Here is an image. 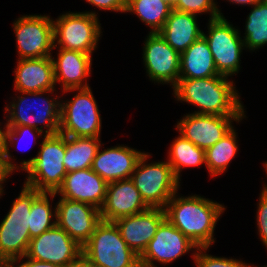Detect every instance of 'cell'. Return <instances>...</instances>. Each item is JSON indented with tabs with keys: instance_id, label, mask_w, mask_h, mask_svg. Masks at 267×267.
<instances>
[{
	"instance_id": "1",
	"label": "cell",
	"mask_w": 267,
	"mask_h": 267,
	"mask_svg": "<svg viewBox=\"0 0 267 267\" xmlns=\"http://www.w3.org/2000/svg\"><path fill=\"white\" fill-rule=\"evenodd\" d=\"M176 101L198 107L192 113L217 116H246L240 94L229 77L179 78L172 88Z\"/></svg>"
},
{
	"instance_id": "2",
	"label": "cell",
	"mask_w": 267,
	"mask_h": 267,
	"mask_svg": "<svg viewBox=\"0 0 267 267\" xmlns=\"http://www.w3.org/2000/svg\"><path fill=\"white\" fill-rule=\"evenodd\" d=\"M177 191L164 208L165 218L197 248L215 243L214 230L226 207L197 194L181 196ZM181 196V197H180Z\"/></svg>"
},
{
	"instance_id": "3",
	"label": "cell",
	"mask_w": 267,
	"mask_h": 267,
	"mask_svg": "<svg viewBox=\"0 0 267 267\" xmlns=\"http://www.w3.org/2000/svg\"><path fill=\"white\" fill-rule=\"evenodd\" d=\"M55 91L57 90L18 91L20 95L16 94L10 104L5 106L7 115L4 116V120L6 117L7 126H29L40 130L45 135L58 134L60 127V98L62 97L56 96L54 94ZM47 94L48 96H46ZM50 94L52 96L54 94L55 98ZM41 124L42 126H40Z\"/></svg>"
},
{
	"instance_id": "4",
	"label": "cell",
	"mask_w": 267,
	"mask_h": 267,
	"mask_svg": "<svg viewBox=\"0 0 267 267\" xmlns=\"http://www.w3.org/2000/svg\"><path fill=\"white\" fill-rule=\"evenodd\" d=\"M39 149L36 156L19 163V170L27 173L24 184L41 192L56 193L67 174L63 163L66 136L46 135Z\"/></svg>"
},
{
	"instance_id": "5",
	"label": "cell",
	"mask_w": 267,
	"mask_h": 267,
	"mask_svg": "<svg viewBox=\"0 0 267 267\" xmlns=\"http://www.w3.org/2000/svg\"><path fill=\"white\" fill-rule=\"evenodd\" d=\"M41 193L23 184L19 196L13 201L10 210L0 223V259L7 266L26 255L31 241L30 209Z\"/></svg>"
},
{
	"instance_id": "6",
	"label": "cell",
	"mask_w": 267,
	"mask_h": 267,
	"mask_svg": "<svg viewBox=\"0 0 267 267\" xmlns=\"http://www.w3.org/2000/svg\"><path fill=\"white\" fill-rule=\"evenodd\" d=\"M144 152L131 175L135 188L149 208L164 209L180 188V181L167 161L148 163L151 154Z\"/></svg>"
},
{
	"instance_id": "7",
	"label": "cell",
	"mask_w": 267,
	"mask_h": 267,
	"mask_svg": "<svg viewBox=\"0 0 267 267\" xmlns=\"http://www.w3.org/2000/svg\"><path fill=\"white\" fill-rule=\"evenodd\" d=\"M98 15L95 11H69L53 19L54 48L93 55L103 33Z\"/></svg>"
},
{
	"instance_id": "8",
	"label": "cell",
	"mask_w": 267,
	"mask_h": 267,
	"mask_svg": "<svg viewBox=\"0 0 267 267\" xmlns=\"http://www.w3.org/2000/svg\"><path fill=\"white\" fill-rule=\"evenodd\" d=\"M82 255L102 267H140L139 256L121 237L114 222L102 220L82 246Z\"/></svg>"
},
{
	"instance_id": "9",
	"label": "cell",
	"mask_w": 267,
	"mask_h": 267,
	"mask_svg": "<svg viewBox=\"0 0 267 267\" xmlns=\"http://www.w3.org/2000/svg\"><path fill=\"white\" fill-rule=\"evenodd\" d=\"M65 92L76 94L70 100L61 99L59 133L68 137L100 138L102 120L91 87L69 89L62 93Z\"/></svg>"
},
{
	"instance_id": "10",
	"label": "cell",
	"mask_w": 267,
	"mask_h": 267,
	"mask_svg": "<svg viewBox=\"0 0 267 267\" xmlns=\"http://www.w3.org/2000/svg\"><path fill=\"white\" fill-rule=\"evenodd\" d=\"M225 17L208 20L207 41L216 69L220 75L232 77L239 73L242 51L246 50L241 32Z\"/></svg>"
},
{
	"instance_id": "11",
	"label": "cell",
	"mask_w": 267,
	"mask_h": 267,
	"mask_svg": "<svg viewBox=\"0 0 267 267\" xmlns=\"http://www.w3.org/2000/svg\"><path fill=\"white\" fill-rule=\"evenodd\" d=\"M18 59L52 56L53 19L49 15H22L13 22Z\"/></svg>"
},
{
	"instance_id": "12",
	"label": "cell",
	"mask_w": 267,
	"mask_h": 267,
	"mask_svg": "<svg viewBox=\"0 0 267 267\" xmlns=\"http://www.w3.org/2000/svg\"><path fill=\"white\" fill-rule=\"evenodd\" d=\"M143 64L149 80L169 84L173 88L180 77V53L175 51L158 32L146 36L143 45Z\"/></svg>"
},
{
	"instance_id": "13",
	"label": "cell",
	"mask_w": 267,
	"mask_h": 267,
	"mask_svg": "<svg viewBox=\"0 0 267 267\" xmlns=\"http://www.w3.org/2000/svg\"><path fill=\"white\" fill-rule=\"evenodd\" d=\"M196 250V245L165 218L158 226L146 250L139 257L140 267H157L155 264L157 262L169 265L189 251L196 252Z\"/></svg>"
},
{
	"instance_id": "14",
	"label": "cell",
	"mask_w": 267,
	"mask_h": 267,
	"mask_svg": "<svg viewBox=\"0 0 267 267\" xmlns=\"http://www.w3.org/2000/svg\"><path fill=\"white\" fill-rule=\"evenodd\" d=\"M244 118L246 116L188 113L177 122L175 128L184 138L206 151L234 127V121L240 123Z\"/></svg>"
},
{
	"instance_id": "15",
	"label": "cell",
	"mask_w": 267,
	"mask_h": 267,
	"mask_svg": "<svg viewBox=\"0 0 267 267\" xmlns=\"http://www.w3.org/2000/svg\"><path fill=\"white\" fill-rule=\"evenodd\" d=\"M25 256L64 267L81 258L82 247L56 224L31 239Z\"/></svg>"
},
{
	"instance_id": "16",
	"label": "cell",
	"mask_w": 267,
	"mask_h": 267,
	"mask_svg": "<svg viewBox=\"0 0 267 267\" xmlns=\"http://www.w3.org/2000/svg\"><path fill=\"white\" fill-rule=\"evenodd\" d=\"M57 225L81 247L102 221L100 210L88 203L59 197L56 203Z\"/></svg>"
},
{
	"instance_id": "17",
	"label": "cell",
	"mask_w": 267,
	"mask_h": 267,
	"mask_svg": "<svg viewBox=\"0 0 267 267\" xmlns=\"http://www.w3.org/2000/svg\"><path fill=\"white\" fill-rule=\"evenodd\" d=\"M164 219V209L149 208L142 213L119 218L114 223L129 248L140 257Z\"/></svg>"
},
{
	"instance_id": "18",
	"label": "cell",
	"mask_w": 267,
	"mask_h": 267,
	"mask_svg": "<svg viewBox=\"0 0 267 267\" xmlns=\"http://www.w3.org/2000/svg\"><path fill=\"white\" fill-rule=\"evenodd\" d=\"M103 144L97 151L91 169L107 183L131 178L139 158L145 151L141 152L124 144L104 149Z\"/></svg>"
},
{
	"instance_id": "19",
	"label": "cell",
	"mask_w": 267,
	"mask_h": 267,
	"mask_svg": "<svg viewBox=\"0 0 267 267\" xmlns=\"http://www.w3.org/2000/svg\"><path fill=\"white\" fill-rule=\"evenodd\" d=\"M108 183L91 168L67 173L57 190L61 198L88 203L99 210L107 193Z\"/></svg>"
},
{
	"instance_id": "20",
	"label": "cell",
	"mask_w": 267,
	"mask_h": 267,
	"mask_svg": "<svg viewBox=\"0 0 267 267\" xmlns=\"http://www.w3.org/2000/svg\"><path fill=\"white\" fill-rule=\"evenodd\" d=\"M148 209L140 192L129 178L108 183L106 199L100 214L102 220L114 222L119 218L139 214Z\"/></svg>"
},
{
	"instance_id": "21",
	"label": "cell",
	"mask_w": 267,
	"mask_h": 267,
	"mask_svg": "<svg viewBox=\"0 0 267 267\" xmlns=\"http://www.w3.org/2000/svg\"><path fill=\"white\" fill-rule=\"evenodd\" d=\"M58 49L57 58L51 56L55 83L61 91L89 88L88 79L92 69V55L80 51Z\"/></svg>"
},
{
	"instance_id": "22",
	"label": "cell",
	"mask_w": 267,
	"mask_h": 267,
	"mask_svg": "<svg viewBox=\"0 0 267 267\" xmlns=\"http://www.w3.org/2000/svg\"><path fill=\"white\" fill-rule=\"evenodd\" d=\"M14 72V91L40 92L56 90L54 66L51 56L18 59Z\"/></svg>"
},
{
	"instance_id": "23",
	"label": "cell",
	"mask_w": 267,
	"mask_h": 267,
	"mask_svg": "<svg viewBox=\"0 0 267 267\" xmlns=\"http://www.w3.org/2000/svg\"><path fill=\"white\" fill-rule=\"evenodd\" d=\"M198 15L172 10L158 32L161 37L180 54L202 36L197 23Z\"/></svg>"
},
{
	"instance_id": "24",
	"label": "cell",
	"mask_w": 267,
	"mask_h": 267,
	"mask_svg": "<svg viewBox=\"0 0 267 267\" xmlns=\"http://www.w3.org/2000/svg\"><path fill=\"white\" fill-rule=\"evenodd\" d=\"M220 75L205 38L201 36L180 54L179 78H207Z\"/></svg>"
},
{
	"instance_id": "25",
	"label": "cell",
	"mask_w": 267,
	"mask_h": 267,
	"mask_svg": "<svg viewBox=\"0 0 267 267\" xmlns=\"http://www.w3.org/2000/svg\"><path fill=\"white\" fill-rule=\"evenodd\" d=\"M101 144L100 138L66 136L63 163L67 173L91 168Z\"/></svg>"
},
{
	"instance_id": "26",
	"label": "cell",
	"mask_w": 267,
	"mask_h": 267,
	"mask_svg": "<svg viewBox=\"0 0 267 267\" xmlns=\"http://www.w3.org/2000/svg\"><path fill=\"white\" fill-rule=\"evenodd\" d=\"M167 151L166 161L172 167L173 173L179 181H181L182 169L206 165L205 150L197 147L180 134L175 137Z\"/></svg>"
},
{
	"instance_id": "27",
	"label": "cell",
	"mask_w": 267,
	"mask_h": 267,
	"mask_svg": "<svg viewBox=\"0 0 267 267\" xmlns=\"http://www.w3.org/2000/svg\"><path fill=\"white\" fill-rule=\"evenodd\" d=\"M173 10L167 0H127L125 13L136 14L141 22L150 27V33L159 32Z\"/></svg>"
},
{
	"instance_id": "28",
	"label": "cell",
	"mask_w": 267,
	"mask_h": 267,
	"mask_svg": "<svg viewBox=\"0 0 267 267\" xmlns=\"http://www.w3.org/2000/svg\"><path fill=\"white\" fill-rule=\"evenodd\" d=\"M237 132L233 127L222 139L205 151L206 165L211 178L220 176L238 153ZM227 169V170H226Z\"/></svg>"
},
{
	"instance_id": "29",
	"label": "cell",
	"mask_w": 267,
	"mask_h": 267,
	"mask_svg": "<svg viewBox=\"0 0 267 267\" xmlns=\"http://www.w3.org/2000/svg\"><path fill=\"white\" fill-rule=\"evenodd\" d=\"M246 18L243 42L246 50L254 52L267 45V0L252 6Z\"/></svg>"
},
{
	"instance_id": "30",
	"label": "cell",
	"mask_w": 267,
	"mask_h": 267,
	"mask_svg": "<svg viewBox=\"0 0 267 267\" xmlns=\"http://www.w3.org/2000/svg\"><path fill=\"white\" fill-rule=\"evenodd\" d=\"M56 195V193L42 192L34 200L30 209L29 234L31 239L41 235L57 224L56 205L54 207L51 205Z\"/></svg>"
},
{
	"instance_id": "31",
	"label": "cell",
	"mask_w": 267,
	"mask_h": 267,
	"mask_svg": "<svg viewBox=\"0 0 267 267\" xmlns=\"http://www.w3.org/2000/svg\"><path fill=\"white\" fill-rule=\"evenodd\" d=\"M7 127L8 128H7V134H6L5 161H6L7 166L15 173V171H17V170L19 171V164L13 163V162H15V160H14L15 158L13 156H11L12 154L10 153L9 149H11L13 147L16 149L17 147H19L17 145L21 143L19 141L22 139L23 136L25 137L26 135H28L29 138L32 137L34 139V144H36L37 138H39L41 136L44 137L46 135L44 133H42L40 130L29 127V126H7Z\"/></svg>"
},
{
	"instance_id": "32",
	"label": "cell",
	"mask_w": 267,
	"mask_h": 267,
	"mask_svg": "<svg viewBox=\"0 0 267 267\" xmlns=\"http://www.w3.org/2000/svg\"><path fill=\"white\" fill-rule=\"evenodd\" d=\"M215 0H176L173 9L194 15L209 14V20L224 17Z\"/></svg>"
},
{
	"instance_id": "33",
	"label": "cell",
	"mask_w": 267,
	"mask_h": 267,
	"mask_svg": "<svg viewBox=\"0 0 267 267\" xmlns=\"http://www.w3.org/2000/svg\"><path fill=\"white\" fill-rule=\"evenodd\" d=\"M209 247L197 248L196 252H192L191 257L194 260L196 267H254L255 265H250L249 263L243 262L241 259L226 258L213 256L207 253Z\"/></svg>"
},
{
	"instance_id": "34",
	"label": "cell",
	"mask_w": 267,
	"mask_h": 267,
	"mask_svg": "<svg viewBox=\"0 0 267 267\" xmlns=\"http://www.w3.org/2000/svg\"><path fill=\"white\" fill-rule=\"evenodd\" d=\"M256 224L260 241L267 250V192L262 188L258 200Z\"/></svg>"
},
{
	"instance_id": "35",
	"label": "cell",
	"mask_w": 267,
	"mask_h": 267,
	"mask_svg": "<svg viewBox=\"0 0 267 267\" xmlns=\"http://www.w3.org/2000/svg\"><path fill=\"white\" fill-rule=\"evenodd\" d=\"M93 7L103 11L125 13L127 0H85Z\"/></svg>"
},
{
	"instance_id": "36",
	"label": "cell",
	"mask_w": 267,
	"mask_h": 267,
	"mask_svg": "<svg viewBox=\"0 0 267 267\" xmlns=\"http://www.w3.org/2000/svg\"><path fill=\"white\" fill-rule=\"evenodd\" d=\"M8 267H61V266L53 264V263H49V262L38 261L32 258L23 256V257H20L14 260Z\"/></svg>"
},
{
	"instance_id": "37",
	"label": "cell",
	"mask_w": 267,
	"mask_h": 267,
	"mask_svg": "<svg viewBox=\"0 0 267 267\" xmlns=\"http://www.w3.org/2000/svg\"><path fill=\"white\" fill-rule=\"evenodd\" d=\"M13 174V171L7 166L5 161V154H0V192H4L3 184Z\"/></svg>"
},
{
	"instance_id": "38",
	"label": "cell",
	"mask_w": 267,
	"mask_h": 267,
	"mask_svg": "<svg viewBox=\"0 0 267 267\" xmlns=\"http://www.w3.org/2000/svg\"><path fill=\"white\" fill-rule=\"evenodd\" d=\"M2 122H0L1 126ZM0 127V154H5L6 151V134H7V123Z\"/></svg>"
},
{
	"instance_id": "39",
	"label": "cell",
	"mask_w": 267,
	"mask_h": 267,
	"mask_svg": "<svg viewBox=\"0 0 267 267\" xmlns=\"http://www.w3.org/2000/svg\"><path fill=\"white\" fill-rule=\"evenodd\" d=\"M227 2H230L232 4H237L239 5H247V6H254L256 3H258L261 0H226Z\"/></svg>"
},
{
	"instance_id": "40",
	"label": "cell",
	"mask_w": 267,
	"mask_h": 267,
	"mask_svg": "<svg viewBox=\"0 0 267 267\" xmlns=\"http://www.w3.org/2000/svg\"><path fill=\"white\" fill-rule=\"evenodd\" d=\"M64 267H85V257L82 255L77 262L70 265H66Z\"/></svg>"
},
{
	"instance_id": "41",
	"label": "cell",
	"mask_w": 267,
	"mask_h": 267,
	"mask_svg": "<svg viewBox=\"0 0 267 267\" xmlns=\"http://www.w3.org/2000/svg\"><path fill=\"white\" fill-rule=\"evenodd\" d=\"M85 267H102V266H99V265H96L90 261H88L86 258H85Z\"/></svg>"
},
{
	"instance_id": "42",
	"label": "cell",
	"mask_w": 267,
	"mask_h": 267,
	"mask_svg": "<svg viewBox=\"0 0 267 267\" xmlns=\"http://www.w3.org/2000/svg\"><path fill=\"white\" fill-rule=\"evenodd\" d=\"M263 165H264L265 173L267 175V161L266 162H263ZM262 186L263 187H261V188H263L267 192V184L264 183V185H262Z\"/></svg>"
},
{
	"instance_id": "43",
	"label": "cell",
	"mask_w": 267,
	"mask_h": 267,
	"mask_svg": "<svg viewBox=\"0 0 267 267\" xmlns=\"http://www.w3.org/2000/svg\"><path fill=\"white\" fill-rule=\"evenodd\" d=\"M0 267H8V266L0 259Z\"/></svg>"
},
{
	"instance_id": "44",
	"label": "cell",
	"mask_w": 267,
	"mask_h": 267,
	"mask_svg": "<svg viewBox=\"0 0 267 267\" xmlns=\"http://www.w3.org/2000/svg\"><path fill=\"white\" fill-rule=\"evenodd\" d=\"M167 1L170 2L173 5L176 0H167Z\"/></svg>"
},
{
	"instance_id": "45",
	"label": "cell",
	"mask_w": 267,
	"mask_h": 267,
	"mask_svg": "<svg viewBox=\"0 0 267 267\" xmlns=\"http://www.w3.org/2000/svg\"><path fill=\"white\" fill-rule=\"evenodd\" d=\"M3 194H5V192L4 193L3 192L2 193L0 192V198L3 196Z\"/></svg>"
}]
</instances>
